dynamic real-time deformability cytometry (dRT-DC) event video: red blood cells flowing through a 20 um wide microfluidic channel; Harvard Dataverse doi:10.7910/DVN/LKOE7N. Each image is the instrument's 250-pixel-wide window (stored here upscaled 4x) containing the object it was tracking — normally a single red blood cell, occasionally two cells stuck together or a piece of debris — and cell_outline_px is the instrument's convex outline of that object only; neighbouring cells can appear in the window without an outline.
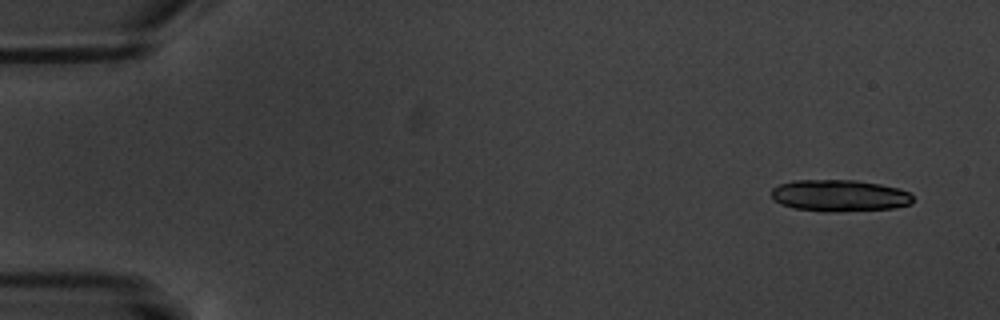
{"species": "common noctule bat (a hibernating species)", "species_latin": "Nyctalus noctula", "temperature_condition": "warm", "stored_images_in_passage": 5, "camera_frame_rate_fps": 3000, "um_per_image_px": 0.085, "animal": {"sex": "male", "body_mass_g": 20.1, "forearm_length_mm": 53.5}, "frame": {"image": 1, "passage_image": 1, "time_ms": 0.0, "image_size_px": [1000, 320], "cell_outline_px": [[912, 204], [896, 208], [828, 212], [824, 212], [792, 208], [780, 204], [772, 196], [772, 188], [780, 184], [792, 180], [856, 180], [880, 184], [896, 188], [908, 192], [912, 196]], "centroid_in_image_um": [71.34, 16.63], "position_along_channel_um": 13.7, "area_um2": 26.18}}